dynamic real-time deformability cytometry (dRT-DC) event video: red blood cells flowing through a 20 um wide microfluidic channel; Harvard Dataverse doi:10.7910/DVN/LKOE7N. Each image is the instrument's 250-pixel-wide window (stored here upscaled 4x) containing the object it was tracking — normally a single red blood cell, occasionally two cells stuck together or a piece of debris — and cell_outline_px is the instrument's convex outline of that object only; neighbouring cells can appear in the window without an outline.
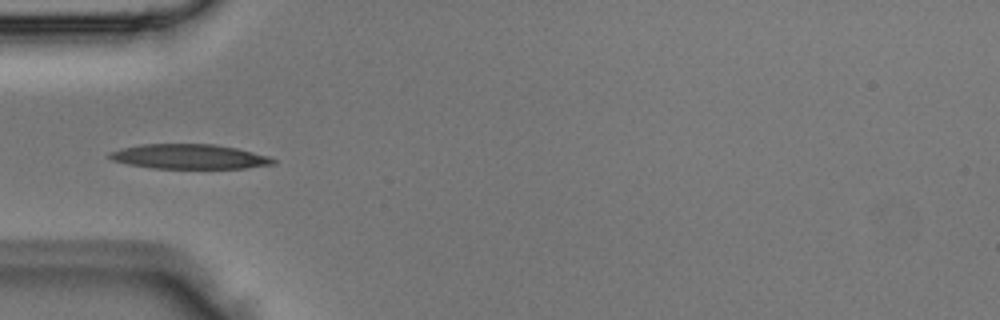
{"species": "Egyptian fruit bat (a non-hibernating species)", "species_latin": "Rousettus aegyptiacus", "temperature_condition": "room temperature", "stored_images_in_passage": 2, "camera_frame_rate_fps": 3000, "um_per_image_px": 0.085, "animal": {"sex": "male"}, "frame": {"image": 1, "passage_image": 2, "time_ms": 0.333, "image_size_px": [1000, 320], "cell_outline_px": [[276, 164], [244, 168], [152, 168], [128, 164], [112, 160], [108, 156], [108, 152], [120, 148], [140, 144], [216, 144], [236, 148], [268, 156], [276, 160]], "centroid_in_image_um": [16.06, 13.3], "position_along_channel_um": 68.9, "area_um2": 23.58}}